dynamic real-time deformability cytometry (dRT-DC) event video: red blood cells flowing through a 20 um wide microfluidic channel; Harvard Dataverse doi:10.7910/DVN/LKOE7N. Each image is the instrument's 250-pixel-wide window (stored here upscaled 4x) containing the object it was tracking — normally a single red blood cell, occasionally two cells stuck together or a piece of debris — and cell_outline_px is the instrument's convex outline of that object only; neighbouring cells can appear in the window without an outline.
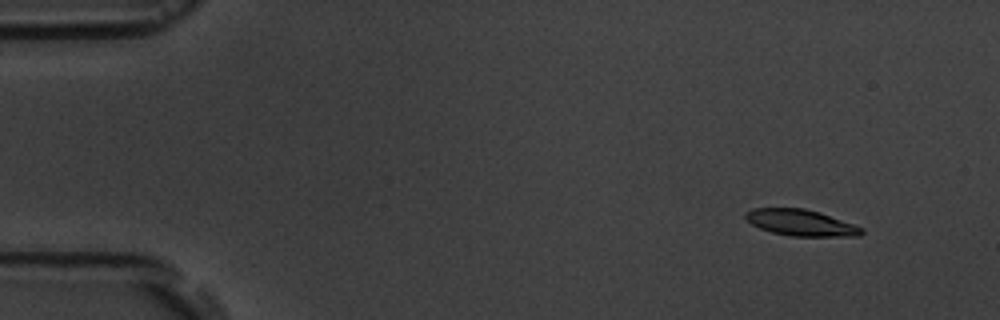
{"species": "common noctule bat (a hibernating species)", "species_latin": "Nyctalus noctula", "temperature_condition": "room temperature", "stored_images_in_passage": 5, "camera_frame_rate_fps": 3000, "um_per_image_px": 0.085, "animal": {"sex": "male", "body_mass_g": 19.5, "forearm_length_mm": 54.6}, "frame": {"image": 1, "passage_image": 2, "time_ms": 1.0, "image_size_px": [1000, 320], "cell_outline_px": [[864, 232], [860, 236], [788, 236], [772, 232], [760, 228], [752, 224], [744, 216], [744, 212], [752, 208], [804, 208], [820, 212], [864, 228]], "centroid_in_image_um": [68.07, 18.93], "position_along_channel_um": 16.9, "area_um2": 17.8}}
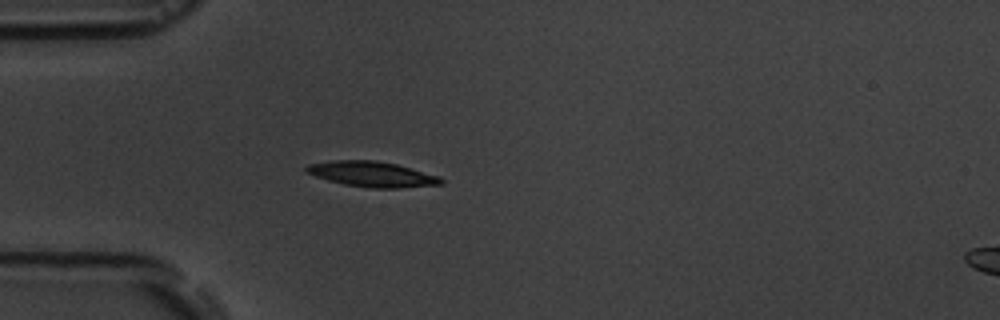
{"frame": {"image": 2, "passage_image": 5, "time_ms": 4.667, "image_size_px": [1000, 320], "cell_outline_px": [[444, 184], [396, 188], [372, 188], [344, 184], [328, 180], [304, 172], [304, 168], [308, 164], [332, 160], [376, 160], [396, 164], [440, 176], [444, 180]], "centroid_in_image_um": [31.62, 14.8], "position_along_channel_um": 53.4, "area_um2": 19.94}}